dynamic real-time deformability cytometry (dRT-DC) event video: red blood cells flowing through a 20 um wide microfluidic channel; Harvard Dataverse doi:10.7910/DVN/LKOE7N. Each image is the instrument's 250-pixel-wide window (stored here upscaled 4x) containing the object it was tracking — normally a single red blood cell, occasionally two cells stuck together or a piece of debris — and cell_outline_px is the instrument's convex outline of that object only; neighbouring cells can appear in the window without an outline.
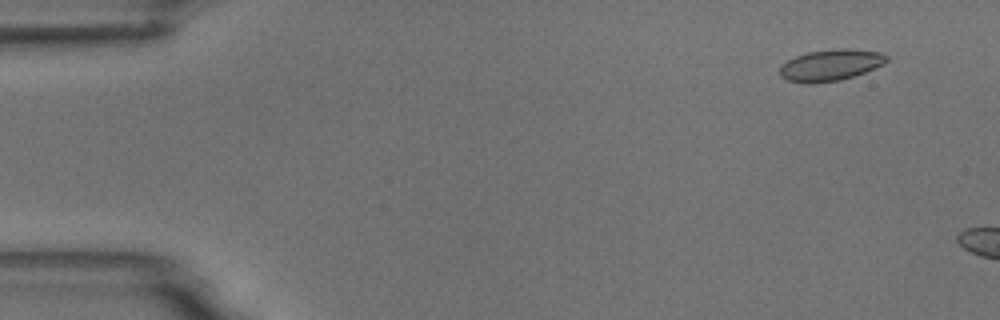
{"species": "common noctule bat (a hibernating species)", "species_latin": "Nyctalus noctula", "temperature_condition": "room temperature", "stored_images_in_passage": 8, "camera_frame_rate_fps": 3000, "um_per_image_px": 0.085, "animal": {"sex": "male", "body_mass_g": 18.8}, "frame": {"image": 1, "passage_image": 1, "time_ms": 0.0, "image_size_px": [1000, 320], "cell_outline_px": [[888, 60], [884, 64], [864, 72], [840, 80], [812, 84], [808, 84], [788, 80], [780, 76], [780, 64], [796, 56], [808, 52], [836, 48], [848, 48], [880, 52], [888, 56]], "centroid_in_image_um": [70.59, 5.53], "position_along_channel_um": 14.4, "area_um2": 19.59}}